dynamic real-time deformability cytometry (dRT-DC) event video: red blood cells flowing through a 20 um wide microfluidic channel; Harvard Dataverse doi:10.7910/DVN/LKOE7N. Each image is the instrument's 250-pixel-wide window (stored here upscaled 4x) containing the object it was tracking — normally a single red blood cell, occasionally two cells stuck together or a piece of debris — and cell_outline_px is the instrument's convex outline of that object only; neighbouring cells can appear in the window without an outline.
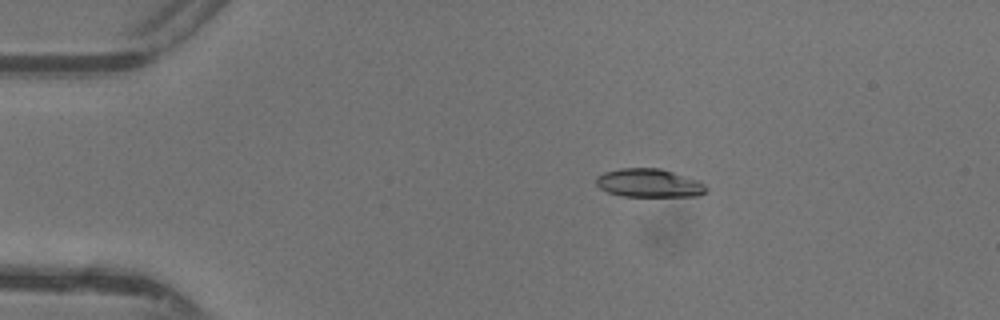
{"species": "common noctule bat (a hibernating species)", "species_latin": "Nyctalus noctula", "temperature_condition": "warm", "stored_images_in_passage": 45, "camera_frame_rate_fps": 3000, "um_per_image_px": 0.085, "animal": {"sex": "female"}, "frame": {"image": 1, "passage_image": 7, "time_ms": 2.0, "image_size_px": [1000, 320], "cell_outline_px": [[708, 192], [700, 196], [620, 196], [608, 192], [600, 188], [596, 184], [596, 176], [604, 172], [620, 168], [660, 168], [700, 180], [708, 188]], "centroid_in_image_um": [55.2, 15.56], "position_along_channel_um": 29.8, "area_um2": 18.5}}
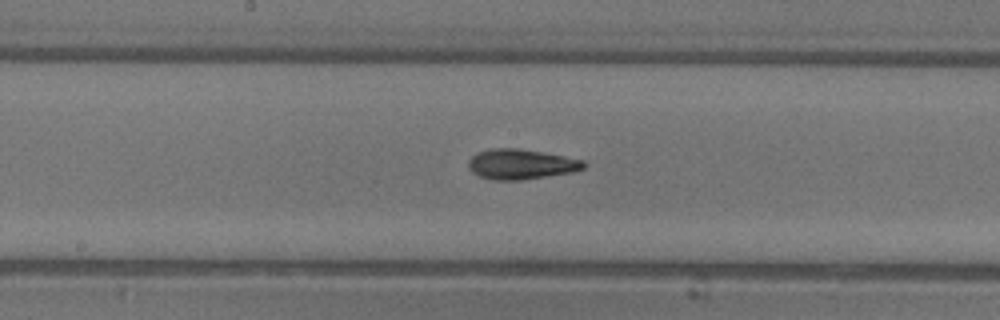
{"frame": {"image": 2, "passage_image": 23, "time_ms": 7.333, "image_size_px": [1000, 320], "cell_outline_px": [[588, 164], [584, 168], [572, 172], [520, 180], [492, 180], [480, 176], [472, 172], [468, 168], [468, 160], [476, 152], [488, 148], [520, 148], [544, 152], [584, 160]], "centroid_in_image_um": [44.27, 13.94], "position_along_channel_um": 203.9, "area_um2": 20.46}}
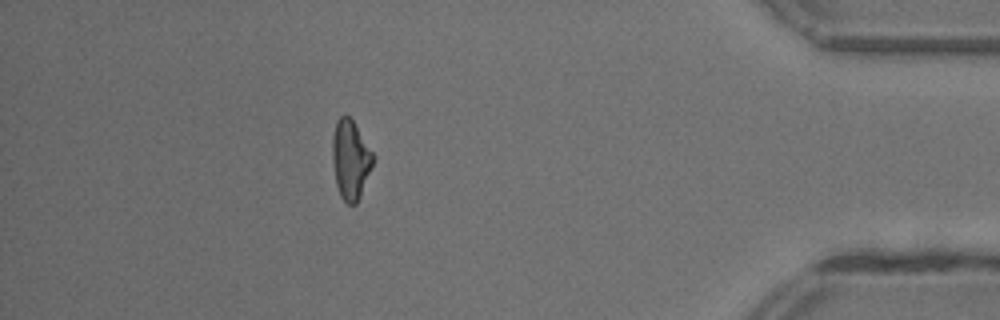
{"frame": {"image": 3, "passage_image": 40, "time_ms": 13.0, "image_size_px": [1000, 320], "cell_outline_px": [[376, 156], [360, 196], [356, 204], [348, 204], [340, 196], [336, 184], [332, 160], [332, 136], [336, 120], [340, 116], [348, 116], [352, 120]], "centroid_in_image_um": [29.79, 13.56], "position_along_channel_um": 405.4, "area_um2": 18.79}, "authors_computed_cell_mechanics": {"area_um2": 18.9006, "velocity_mm_per_s": 4.3952, "shape_relaxation_time_tau1_ms": 4.0745, "shape_relaxation_time_tau2_ms": 3.113, "deformation_change_tau1": 0.155, "deformation_change_tau2": 0.113}}